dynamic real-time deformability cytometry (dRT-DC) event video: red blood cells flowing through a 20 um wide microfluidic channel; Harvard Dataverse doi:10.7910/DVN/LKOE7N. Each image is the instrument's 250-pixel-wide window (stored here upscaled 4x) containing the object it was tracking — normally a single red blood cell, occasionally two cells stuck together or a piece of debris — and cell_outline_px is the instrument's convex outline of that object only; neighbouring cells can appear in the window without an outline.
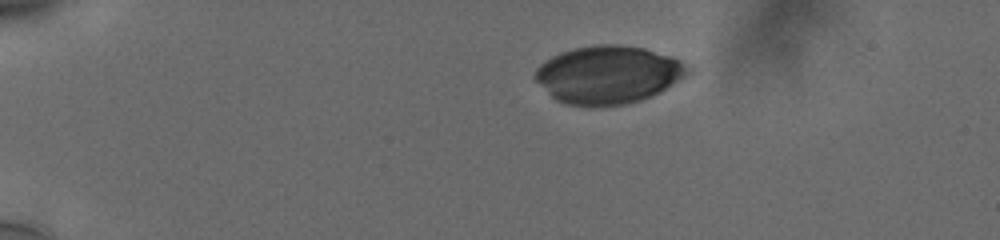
{"species": "human", "species_latin": "Homo sapiens", "temperature_condition": "cold", "stored_images_in_passage": 39, "camera_frame_rate_fps": 3000, "um_per_image_px": 0.085, "donor": {"sex": "male"}, "frame": {"image": 1, "passage_image": 1, "time_ms": 0.0, "image_size_px": [1000, 240], "cell_outline_px": [[692, 72], [652, 96], [628, 104], [600, 108], [564, 104], [556, 100], [532, 76], [536, 68], [544, 60], [560, 52], [576, 48], [596, 44], [620, 44], [644, 48], [672, 56], [680, 60], [692, 68]], "centroid_in_image_um": [51.69, 6.36], "position_along_channel_um": 33.3, "area_um2": 52.08}}
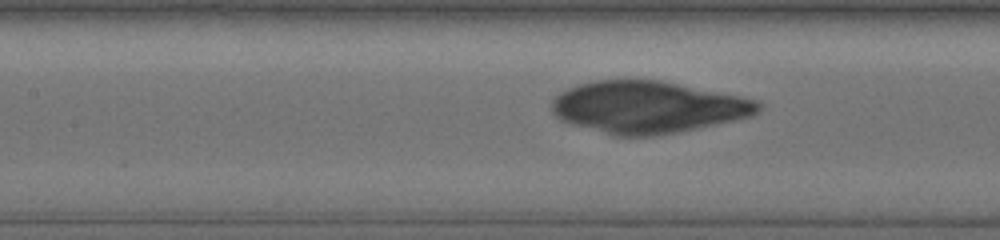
{"frame": {"image": 2, "passage_image": 17, "time_ms": 5.333, "image_size_px": [1000, 240], "cell_outline_px": [[760, 108], [752, 116], [736, 120], [676, 132], [652, 136], [612, 136], [572, 124], [560, 120], [552, 112], [552, 100], [560, 92], [568, 88], [592, 80], [660, 80], [760, 100]], "centroid_in_image_um": [55.04, 9.11], "position_along_channel_um": 152.4, "area_um2": 62.48}}
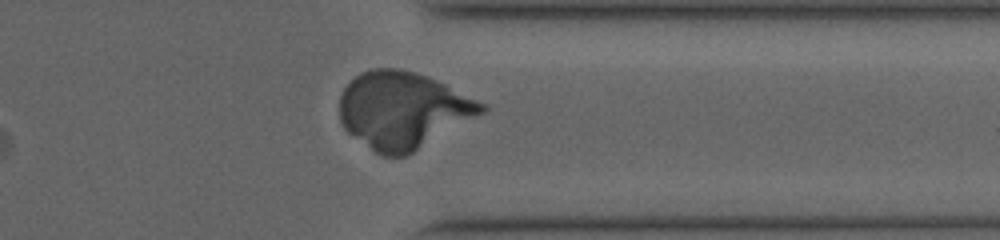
{"frame": {"image": 3, "passage_image": 35, "time_ms": 11.333, "image_size_px": [1000, 240], "cell_outline_px": [[488, 108], [484, 112], [412, 152], [404, 156], [380, 156], [348, 132], [344, 128], [340, 120], [340, 96], [344, 88], [360, 72], [368, 68], [396, 68], [428, 76], [488, 104]], "centroid_in_image_um": [34.23, 9.35], "position_along_channel_um": 377.2, "area_um2": 63.06}}